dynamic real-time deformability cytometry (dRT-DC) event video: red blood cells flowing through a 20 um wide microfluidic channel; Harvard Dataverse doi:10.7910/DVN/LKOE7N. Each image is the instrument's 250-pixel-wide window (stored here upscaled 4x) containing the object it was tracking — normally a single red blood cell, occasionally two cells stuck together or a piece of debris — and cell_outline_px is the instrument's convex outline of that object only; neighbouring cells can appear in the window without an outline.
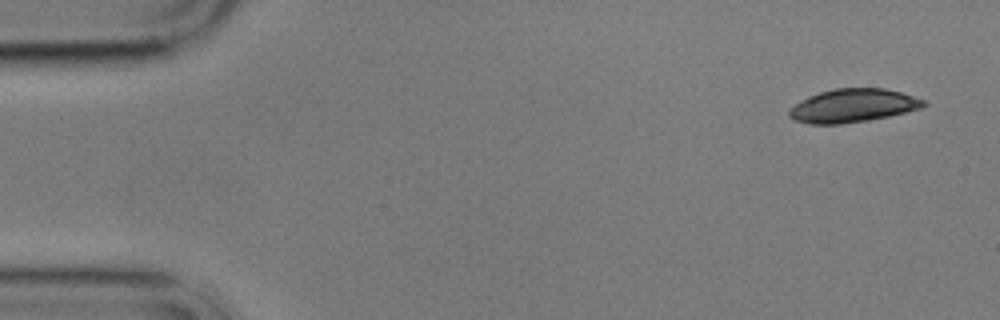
{"species": "common noctule bat (a hibernating species)", "species_latin": "Nyctalus noctula", "temperature_condition": "cold", "stored_images_in_passage": 2, "camera_frame_rate_fps": 3000, "um_per_image_px": 0.085, "animal": {"sex": "male", "body_mass_g": 17.9}, "frame": {"image": 1, "passage_image": 1, "time_ms": 0.0, "image_size_px": [1000, 320], "cell_outline_px": [[928, 104], [920, 108], [888, 116], [868, 120], [840, 124], [808, 124], [792, 120], [788, 116], [788, 108], [800, 100], [808, 96], [820, 92], [836, 88], [884, 88], [900, 92], [924, 100]], "centroid_in_image_um": [72.42, 8.98], "position_along_channel_um": 12.6, "area_um2": 26.18}}